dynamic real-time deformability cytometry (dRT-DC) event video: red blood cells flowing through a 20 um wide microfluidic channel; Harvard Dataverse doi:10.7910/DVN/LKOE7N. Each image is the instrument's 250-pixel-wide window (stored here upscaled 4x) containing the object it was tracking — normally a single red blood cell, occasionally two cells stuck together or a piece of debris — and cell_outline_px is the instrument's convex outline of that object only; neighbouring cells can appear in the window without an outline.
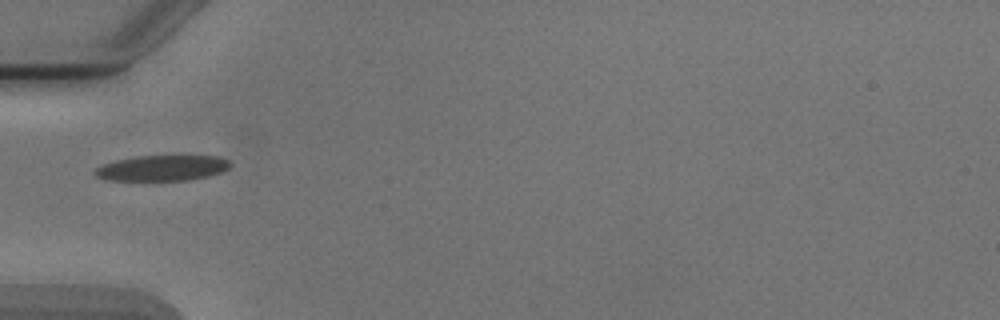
{"species": "Egyptian fruit bat (a non-hibernating species)", "species_latin": "Rousettus aegyptiacus", "temperature_condition": "cold", "stored_images_in_passage": 1, "camera_frame_rate_fps": 3000, "um_per_image_px": 0.085, "animal": {"sex": "male"}, "frame": {"image": 1, "passage_image": 1, "time_ms": 0.0, "image_size_px": [1000, 320], "cell_outline_px": [[232, 164], [228, 168], [220, 172], [208, 176], [188, 180], [104, 180], [96, 176], [92, 172], [100, 164], [116, 160], [136, 156], [220, 156], [228, 160]], "centroid_in_image_um": [13.74, 14.28], "position_along_channel_um": 71.3, "area_um2": 20.23}}